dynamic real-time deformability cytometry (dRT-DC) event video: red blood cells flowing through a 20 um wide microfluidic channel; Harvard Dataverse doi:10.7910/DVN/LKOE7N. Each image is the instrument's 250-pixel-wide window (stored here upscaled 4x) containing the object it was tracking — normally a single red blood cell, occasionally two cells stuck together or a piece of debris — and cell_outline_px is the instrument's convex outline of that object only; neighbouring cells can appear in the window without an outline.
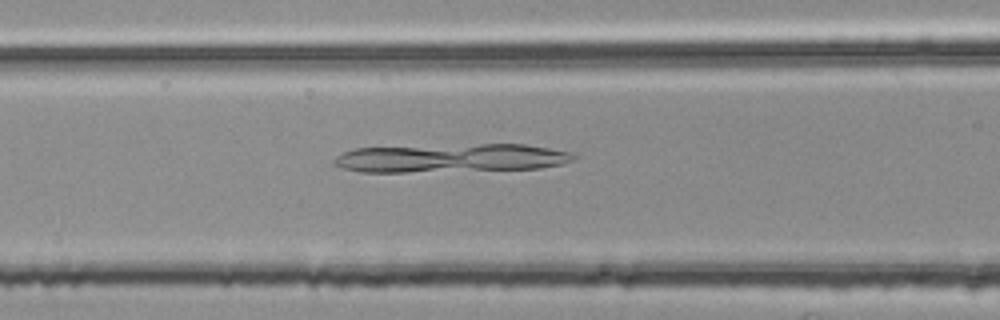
{"species": "common noctule bat (a hibernating species)", "species_latin": "Nyctalus noctula", "temperature_condition": "room temperature", "stored_images_in_passage": 38, "camera_frame_rate_fps": 3000, "um_per_image_px": 0.085, "animal": {"sex": "female", "body_mass_g": 25.1}, "frame": {"image": 1, "passage_image": 16, "time_ms": 5.0, "image_size_px": [1000, 320], "cell_outline_px": [[576, 156], [572, 160], [564, 164], [540, 168], [408, 172], [360, 172], [344, 168], [332, 164], [332, 160], [336, 156], [344, 152], [356, 148], [480, 144], [524, 144], [548, 148], [568, 152]], "centroid_in_image_um": [38.31, 13.44], "position_along_channel_um": 128.3, "area_um2": 39.59}}
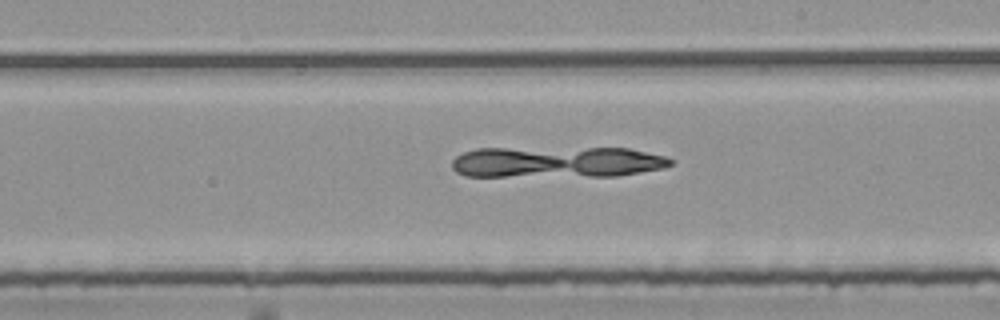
{"frame": {"image": 2, "passage_image": 25, "time_ms": 8.0, "image_size_px": [1000, 320], "cell_outline_px": [[676, 164], [664, 168], [616, 176], [464, 176], [456, 172], [452, 168], [452, 160], [456, 156], [464, 152], [476, 148], [628, 148], [664, 156], [676, 160]], "centroid_in_image_um": [47.35, 13.77], "position_along_channel_um": 241.6, "area_um2": 40.06}}
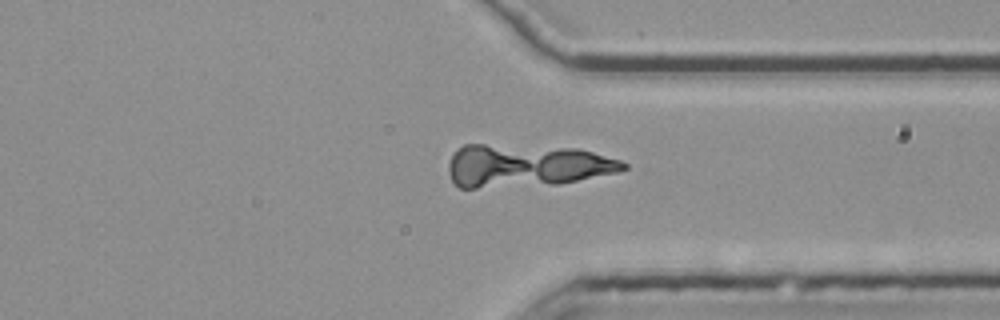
{"frame": {"image": 3, "passage_image": 35, "time_ms": 11.333, "image_size_px": [1000, 320], "cell_outline_px": [[628, 168], [620, 172], [560, 184], [476, 188], [460, 188], [452, 180], [448, 172], [448, 164], [456, 148], [464, 144], [484, 144], [580, 148], [620, 160], [628, 164]], "centroid_in_image_um": [44.75, 14.08], "position_along_channel_um": 366.7, "area_um2": 43.93}}